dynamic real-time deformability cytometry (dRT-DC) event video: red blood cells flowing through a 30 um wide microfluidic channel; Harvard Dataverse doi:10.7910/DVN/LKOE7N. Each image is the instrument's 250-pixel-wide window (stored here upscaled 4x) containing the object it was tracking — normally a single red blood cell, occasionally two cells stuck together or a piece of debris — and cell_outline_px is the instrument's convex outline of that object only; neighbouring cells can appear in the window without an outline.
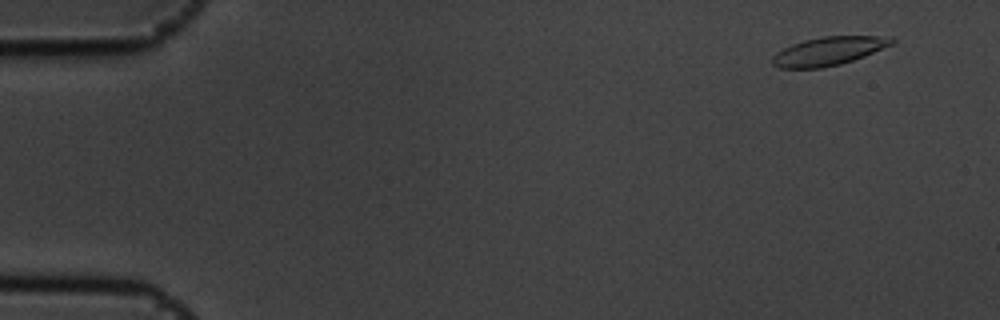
{"species": "common noctule bat (a hibernating species)", "species_latin": "Nyctalus noctula", "temperature_condition": "cold", "stored_images_in_passage": 5, "camera_frame_rate_fps": 3000, "um_per_image_px": 0.085, "animal": {"sex": "male", "body_mass_g": 19.5, "forearm_length_mm": 54.6}, "frame": {"image": 1, "passage_image": 1, "time_ms": 0.0, "image_size_px": [1000, 320], "cell_outline_px": [[896, 40], [892, 44], [864, 56], [840, 64], [820, 68], [780, 68], [772, 64], [772, 56], [776, 52], [792, 44], [804, 40], [824, 36], [892, 36]], "centroid_in_image_um": [70.43, 4.34], "position_along_channel_um": 14.6, "area_um2": 19.71}}
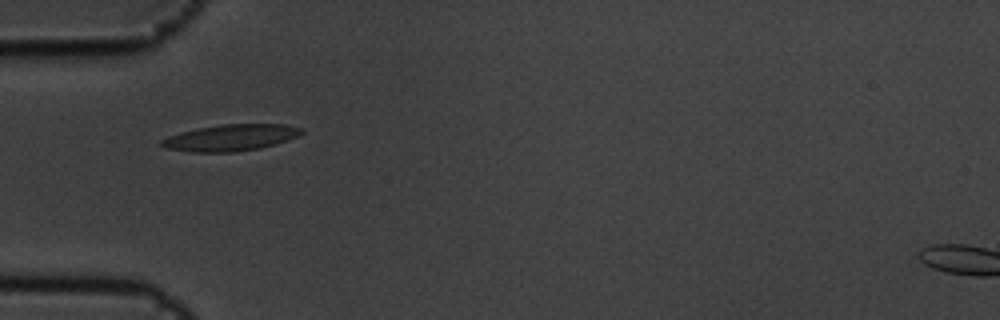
{"frame": {"image": 2, "passage_image": 5, "time_ms": 1.333, "image_size_px": [1000, 320], "cell_outline_px": [[304, 132], [300, 136], [260, 148], [232, 152], [192, 152], [164, 148], [160, 144], [160, 140], [168, 136], [180, 132], [196, 128], [220, 124], [284, 124], [304, 128]], "centroid_in_image_um": [19.6, 11.69], "position_along_channel_um": 65.4, "area_um2": 21.73}}